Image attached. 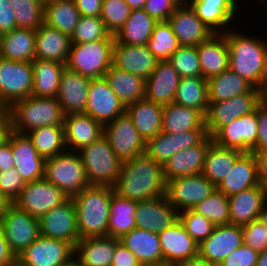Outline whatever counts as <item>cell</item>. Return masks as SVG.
<instances>
[{
  "mask_svg": "<svg viewBox=\"0 0 267 266\" xmlns=\"http://www.w3.org/2000/svg\"><path fill=\"white\" fill-rule=\"evenodd\" d=\"M114 189L120 196L136 202L164 196L163 165L146 152L124 161Z\"/></svg>",
  "mask_w": 267,
  "mask_h": 266,
  "instance_id": "1",
  "label": "cell"
},
{
  "mask_svg": "<svg viewBox=\"0 0 267 266\" xmlns=\"http://www.w3.org/2000/svg\"><path fill=\"white\" fill-rule=\"evenodd\" d=\"M223 34L229 47V69L255 88L266 92L267 43L265 40L247 36L230 28Z\"/></svg>",
  "mask_w": 267,
  "mask_h": 266,
  "instance_id": "2",
  "label": "cell"
},
{
  "mask_svg": "<svg viewBox=\"0 0 267 266\" xmlns=\"http://www.w3.org/2000/svg\"><path fill=\"white\" fill-rule=\"evenodd\" d=\"M114 191L112 187L90 185L72 198L80 239L108 236L110 202Z\"/></svg>",
  "mask_w": 267,
  "mask_h": 266,
  "instance_id": "3",
  "label": "cell"
},
{
  "mask_svg": "<svg viewBox=\"0 0 267 266\" xmlns=\"http://www.w3.org/2000/svg\"><path fill=\"white\" fill-rule=\"evenodd\" d=\"M12 130L27 133L44 126H64L65 114L57 98L29 96L10 107Z\"/></svg>",
  "mask_w": 267,
  "mask_h": 266,
  "instance_id": "4",
  "label": "cell"
},
{
  "mask_svg": "<svg viewBox=\"0 0 267 266\" xmlns=\"http://www.w3.org/2000/svg\"><path fill=\"white\" fill-rule=\"evenodd\" d=\"M86 178L92 186L114 188L118 182L122 161L116 156L108 139L102 135L78 151Z\"/></svg>",
  "mask_w": 267,
  "mask_h": 266,
  "instance_id": "5",
  "label": "cell"
},
{
  "mask_svg": "<svg viewBox=\"0 0 267 266\" xmlns=\"http://www.w3.org/2000/svg\"><path fill=\"white\" fill-rule=\"evenodd\" d=\"M115 40L71 44L66 67L91 79L104 77L112 65Z\"/></svg>",
  "mask_w": 267,
  "mask_h": 266,
  "instance_id": "6",
  "label": "cell"
},
{
  "mask_svg": "<svg viewBox=\"0 0 267 266\" xmlns=\"http://www.w3.org/2000/svg\"><path fill=\"white\" fill-rule=\"evenodd\" d=\"M44 178L58 187L68 198L75 197L90 184L78 152L65 151L45 161Z\"/></svg>",
  "mask_w": 267,
  "mask_h": 266,
  "instance_id": "7",
  "label": "cell"
},
{
  "mask_svg": "<svg viewBox=\"0 0 267 266\" xmlns=\"http://www.w3.org/2000/svg\"><path fill=\"white\" fill-rule=\"evenodd\" d=\"M264 96V91L254 87L250 92L237 95L232 99L209 102L205 115L208 135L213 138L234 119L254 112L262 104Z\"/></svg>",
  "mask_w": 267,
  "mask_h": 266,
  "instance_id": "8",
  "label": "cell"
},
{
  "mask_svg": "<svg viewBox=\"0 0 267 266\" xmlns=\"http://www.w3.org/2000/svg\"><path fill=\"white\" fill-rule=\"evenodd\" d=\"M33 81L31 62L0 56V106L9 108L14 102L31 96Z\"/></svg>",
  "mask_w": 267,
  "mask_h": 266,
  "instance_id": "9",
  "label": "cell"
},
{
  "mask_svg": "<svg viewBox=\"0 0 267 266\" xmlns=\"http://www.w3.org/2000/svg\"><path fill=\"white\" fill-rule=\"evenodd\" d=\"M216 189L217 187L201 173L166 181L165 196L178 212H182L193 209Z\"/></svg>",
  "mask_w": 267,
  "mask_h": 266,
  "instance_id": "10",
  "label": "cell"
},
{
  "mask_svg": "<svg viewBox=\"0 0 267 266\" xmlns=\"http://www.w3.org/2000/svg\"><path fill=\"white\" fill-rule=\"evenodd\" d=\"M0 227L10 250L17 257L40 236L39 219L13 204L0 219Z\"/></svg>",
  "mask_w": 267,
  "mask_h": 266,
  "instance_id": "11",
  "label": "cell"
},
{
  "mask_svg": "<svg viewBox=\"0 0 267 266\" xmlns=\"http://www.w3.org/2000/svg\"><path fill=\"white\" fill-rule=\"evenodd\" d=\"M74 258L67 242L39 236L16 257L20 266H66Z\"/></svg>",
  "mask_w": 267,
  "mask_h": 266,
  "instance_id": "12",
  "label": "cell"
},
{
  "mask_svg": "<svg viewBox=\"0 0 267 266\" xmlns=\"http://www.w3.org/2000/svg\"><path fill=\"white\" fill-rule=\"evenodd\" d=\"M68 199L58 187L43 178L26 183L14 204L32 217L40 219Z\"/></svg>",
  "mask_w": 267,
  "mask_h": 266,
  "instance_id": "13",
  "label": "cell"
},
{
  "mask_svg": "<svg viewBox=\"0 0 267 266\" xmlns=\"http://www.w3.org/2000/svg\"><path fill=\"white\" fill-rule=\"evenodd\" d=\"M103 135L108 139L114 153L122 162L145 153L146 142L136 130L127 113L104 125Z\"/></svg>",
  "mask_w": 267,
  "mask_h": 266,
  "instance_id": "14",
  "label": "cell"
},
{
  "mask_svg": "<svg viewBox=\"0 0 267 266\" xmlns=\"http://www.w3.org/2000/svg\"><path fill=\"white\" fill-rule=\"evenodd\" d=\"M40 235L62 240L75 248L80 239L76 209L72 198L48 211L39 219Z\"/></svg>",
  "mask_w": 267,
  "mask_h": 266,
  "instance_id": "15",
  "label": "cell"
},
{
  "mask_svg": "<svg viewBox=\"0 0 267 266\" xmlns=\"http://www.w3.org/2000/svg\"><path fill=\"white\" fill-rule=\"evenodd\" d=\"M124 113L126 106L110 88L105 77L91 79L85 114L104 126Z\"/></svg>",
  "mask_w": 267,
  "mask_h": 266,
  "instance_id": "16",
  "label": "cell"
},
{
  "mask_svg": "<svg viewBox=\"0 0 267 266\" xmlns=\"http://www.w3.org/2000/svg\"><path fill=\"white\" fill-rule=\"evenodd\" d=\"M207 136L206 129H192L175 134L162 131L146 142L145 152L164 165L173 155L200 144Z\"/></svg>",
  "mask_w": 267,
  "mask_h": 266,
  "instance_id": "17",
  "label": "cell"
},
{
  "mask_svg": "<svg viewBox=\"0 0 267 266\" xmlns=\"http://www.w3.org/2000/svg\"><path fill=\"white\" fill-rule=\"evenodd\" d=\"M10 145L15 169L23 180L28 183L43 179L46 159L39 155L29 136L12 130Z\"/></svg>",
  "mask_w": 267,
  "mask_h": 266,
  "instance_id": "18",
  "label": "cell"
},
{
  "mask_svg": "<svg viewBox=\"0 0 267 266\" xmlns=\"http://www.w3.org/2000/svg\"><path fill=\"white\" fill-rule=\"evenodd\" d=\"M258 136L257 109L243 117L234 119L223 127L213 141L224 148H233L242 152H252Z\"/></svg>",
  "mask_w": 267,
  "mask_h": 266,
  "instance_id": "19",
  "label": "cell"
},
{
  "mask_svg": "<svg viewBox=\"0 0 267 266\" xmlns=\"http://www.w3.org/2000/svg\"><path fill=\"white\" fill-rule=\"evenodd\" d=\"M181 46H198L213 34L189 3L180 4L167 20Z\"/></svg>",
  "mask_w": 267,
  "mask_h": 266,
  "instance_id": "20",
  "label": "cell"
},
{
  "mask_svg": "<svg viewBox=\"0 0 267 266\" xmlns=\"http://www.w3.org/2000/svg\"><path fill=\"white\" fill-rule=\"evenodd\" d=\"M135 220L137 228L160 233L179 220V212L164 195L138 202Z\"/></svg>",
  "mask_w": 267,
  "mask_h": 266,
  "instance_id": "21",
  "label": "cell"
},
{
  "mask_svg": "<svg viewBox=\"0 0 267 266\" xmlns=\"http://www.w3.org/2000/svg\"><path fill=\"white\" fill-rule=\"evenodd\" d=\"M243 244L242 227L239 225H216L212 234L199 244V255L219 265L227 255Z\"/></svg>",
  "mask_w": 267,
  "mask_h": 266,
  "instance_id": "22",
  "label": "cell"
},
{
  "mask_svg": "<svg viewBox=\"0 0 267 266\" xmlns=\"http://www.w3.org/2000/svg\"><path fill=\"white\" fill-rule=\"evenodd\" d=\"M91 78L64 68L57 100L65 115L85 113Z\"/></svg>",
  "mask_w": 267,
  "mask_h": 266,
  "instance_id": "23",
  "label": "cell"
},
{
  "mask_svg": "<svg viewBox=\"0 0 267 266\" xmlns=\"http://www.w3.org/2000/svg\"><path fill=\"white\" fill-rule=\"evenodd\" d=\"M158 59L147 45H125L115 40L112 65L146 80L155 69Z\"/></svg>",
  "mask_w": 267,
  "mask_h": 266,
  "instance_id": "24",
  "label": "cell"
},
{
  "mask_svg": "<svg viewBox=\"0 0 267 266\" xmlns=\"http://www.w3.org/2000/svg\"><path fill=\"white\" fill-rule=\"evenodd\" d=\"M158 236L165 264L175 265L199 253V243L186 232L179 220Z\"/></svg>",
  "mask_w": 267,
  "mask_h": 266,
  "instance_id": "25",
  "label": "cell"
},
{
  "mask_svg": "<svg viewBox=\"0 0 267 266\" xmlns=\"http://www.w3.org/2000/svg\"><path fill=\"white\" fill-rule=\"evenodd\" d=\"M180 78L168 60L158 61L146 79L145 98L162 106L173 103Z\"/></svg>",
  "mask_w": 267,
  "mask_h": 266,
  "instance_id": "26",
  "label": "cell"
},
{
  "mask_svg": "<svg viewBox=\"0 0 267 266\" xmlns=\"http://www.w3.org/2000/svg\"><path fill=\"white\" fill-rule=\"evenodd\" d=\"M63 125L67 151L78 152L103 135V126L85 113L65 115Z\"/></svg>",
  "mask_w": 267,
  "mask_h": 266,
  "instance_id": "27",
  "label": "cell"
},
{
  "mask_svg": "<svg viewBox=\"0 0 267 266\" xmlns=\"http://www.w3.org/2000/svg\"><path fill=\"white\" fill-rule=\"evenodd\" d=\"M213 142L209 135L198 145L176 153L163 165L166 181L188 175L201 174L207 149Z\"/></svg>",
  "mask_w": 267,
  "mask_h": 266,
  "instance_id": "28",
  "label": "cell"
},
{
  "mask_svg": "<svg viewBox=\"0 0 267 266\" xmlns=\"http://www.w3.org/2000/svg\"><path fill=\"white\" fill-rule=\"evenodd\" d=\"M266 199V188L260 184L229 196L230 224L243 226L258 220Z\"/></svg>",
  "mask_w": 267,
  "mask_h": 266,
  "instance_id": "29",
  "label": "cell"
},
{
  "mask_svg": "<svg viewBox=\"0 0 267 266\" xmlns=\"http://www.w3.org/2000/svg\"><path fill=\"white\" fill-rule=\"evenodd\" d=\"M188 3L214 33H225L238 10L237 0H188Z\"/></svg>",
  "mask_w": 267,
  "mask_h": 266,
  "instance_id": "30",
  "label": "cell"
},
{
  "mask_svg": "<svg viewBox=\"0 0 267 266\" xmlns=\"http://www.w3.org/2000/svg\"><path fill=\"white\" fill-rule=\"evenodd\" d=\"M119 240L134 253L142 266L165 264L158 233L135 227Z\"/></svg>",
  "mask_w": 267,
  "mask_h": 266,
  "instance_id": "31",
  "label": "cell"
},
{
  "mask_svg": "<svg viewBox=\"0 0 267 266\" xmlns=\"http://www.w3.org/2000/svg\"><path fill=\"white\" fill-rule=\"evenodd\" d=\"M202 77L208 80L229 69V47L223 33L213 34L197 46Z\"/></svg>",
  "mask_w": 267,
  "mask_h": 266,
  "instance_id": "32",
  "label": "cell"
},
{
  "mask_svg": "<svg viewBox=\"0 0 267 266\" xmlns=\"http://www.w3.org/2000/svg\"><path fill=\"white\" fill-rule=\"evenodd\" d=\"M118 238L99 236L79 239L74 248V258L83 266H111Z\"/></svg>",
  "mask_w": 267,
  "mask_h": 266,
  "instance_id": "33",
  "label": "cell"
},
{
  "mask_svg": "<svg viewBox=\"0 0 267 266\" xmlns=\"http://www.w3.org/2000/svg\"><path fill=\"white\" fill-rule=\"evenodd\" d=\"M126 113L145 142L162 132V105L143 98L127 105Z\"/></svg>",
  "mask_w": 267,
  "mask_h": 266,
  "instance_id": "34",
  "label": "cell"
},
{
  "mask_svg": "<svg viewBox=\"0 0 267 266\" xmlns=\"http://www.w3.org/2000/svg\"><path fill=\"white\" fill-rule=\"evenodd\" d=\"M70 47V36L58 29L43 24L36 30L35 59L66 64Z\"/></svg>",
  "mask_w": 267,
  "mask_h": 266,
  "instance_id": "35",
  "label": "cell"
},
{
  "mask_svg": "<svg viewBox=\"0 0 267 266\" xmlns=\"http://www.w3.org/2000/svg\"><path fill=\"white\" fill-rule=\"evenodd\" d=\"M257 185L259 182L255 155L252 152H243L217 189L229 197Z\"/></svg>",
  "mask_w": 267,
  "mask_h": 266,
  "instance_id": "36",
  "label": "cell"
},
{
  "mask_svg": "<svg viewBox=\"0 0 267 266\" xmlns=\"http://www.w3.org/2000/svg\"><path fill=\"white\" fill-rule=\"evenodd\" d=\"M36 31L15 28L1 35L0 56L13 61L32 62L35 59Z\"/></svg>",
  "mask_w": 267,
  "mask_h": 266,
  "instance_id": "37",
  "label": "cell"
},
{
  "mask_svg": "<svg viewBox=\"0 0 267 266\" xmlns=\"http://www.w3.org/2000/svg\"><path fill=\"white\" fill-rule=\"evenodd\" d=\"M110 88L125 106L145 98L146 80L111 65L104 75Z\"/></svg>",
  "mask_w": 267,
  "mask_h": 266,
  "instance_id": "38",
  "label": "cell"
},
{
  "mask_svg": "<svg viewBox=\"0 0 267 266\" xmlns=\"http://www.w3.org/2000/svg\"><path fill=\"white\" fill-rule=\"evenodd\" d=\"M242 153L237 149L221 147L213 141L206 151L202 174L217 187Z\"/></svg>",
  "mask_w": 267,
  "mask_h": 266,
  "instance_id": "39",
  "label": "cell"
},
{
  "mask_svg": "<svg viewBox=\"0 0 267 266\" xmlns=\"http://www.w3.org/2000/svg\"><path fill=\"white\" fill-rule=\"evenodd\" d=\"M32 96L57 98L65 64L56 61L34 59Z\"/></svg>",
  "mask_w": 267,
  "mask_h": 266,
  "instance_id": "40",
  "label": "cell"
},
{
  "mask_svg": "<svg viewBox=\"0 0 267 266\" xmlns=\"http://www.w3.org/2000/svg\"><path fill=\"white\" fill-rule=\"evenodd\" d=\"M157 22L143 9H134L123 27L114 36L115 40L125 45H147Z\"/></svg>",
  "mask_w": 267,
  "mask_h": 266,
  "instance_id": "41",
  "label": "cell"
},
{
  "mask_svg": "<svg viewBox=\"0 0 267 266\" xmlns=\"http://www.w3.org/2000/svg\"><path fill=\"white\" fill-rule=\"evenodd\" d=\"M192 129H206L205 116L200 111L175 103L163 106V132L175 134Z\"/></svg>",
  "mask_w": 267,
  "mask_h": 266,
  "instance_id": "42",
  "label": "cell"
},
{
  "mask_svg": "<svg viewBox=\"0 0 267 266\" xmlns=\"http://www.w3.org/2000/svg\"><path fill=\"white\" fill-rule=\"evenodd\" d=\"M137 203L120 196L115 191L112 193L108 236L119 239L136 227L135 214Z\"/></svg>",
  "mask_w": 267,
  "mask_h": 266,
  "instance_id": "43",
  "label": "cell"
},
{
  "mask_svg": "<svg viewBox=\"0 0 267 266\" xmlns=\"http://www.w3.org/2000/svg\"><path fill=\"white\" fill-rule=\"evenodd\" d=\"M207 85L209 102L229 100L237 95L248 93L254 88L252 84L231 69L209 78Z\"/></svg>",
  "mask_w": 267,
  "mask_h": 266,
  "instance_id": "44",
  "label": "cell"
},
{
  "mask_svg": "<svg viewBox=\"0 0 267 266\" xmlns=\"http://www.w3.org/2000/svg\"><path fill=\"white\" fill-rule=\"evenodd\" d=\"M173 103L193 108L204 116L208 111V85L203 77L180 78Z\"/></svg>",
  "mask_w": 267,
  "mask_h": 266,
  "instance_id": "45",
  "label": "cell"
},
{
  "mask_svg": "<svg viewBox=\"0 0 267 266\" xmlns=\"http://www.w3.org/2000/svg\"><path fill=\"white\" fill-rule=\"evenodd\" d=\"M80 18L74 0H52L44 7V24L71 37Z\"/></svg>",
  "mask_w": 267,
  "mask_h": 266,
  "instance_id": "46",
  "label": "cell"
},
{
  "mask_svg": "<svg viewBox=\"0 0 267 266\" xmlns=\"http://www.w3.org/2000/svg\"><path fill=\"white\" fill-rule=\"evenodd\" d=\"M39 155L45 159L67 151L64 126H44L26 133Z\"/></svg>",
  "mask_w": 267,
  "mask_h": 266,
  "instance_id": "47",
  "label": "cell"
},
{
  "mask_svg": "<svg viewBox=\"0 0 267 266\" xmlns=\"http://www.w3.org/2000/svg\"><path fill=\"white\" fill-rule=\"evenodd\" d=\"M159 61L169 60L181 46L168 21L157 22L147 44Z\"/></svg>",
  "mask_w": 267,
  "mask_h": 266,
  "instance_id": "48",
  "label": "cell"
},
{
  "mask_svg": "<svg viewBox=\"0 0 267 266\" xmlns=\"http://www.w3.org/2000/svg\"><path fill=\"white\" fill-rule=\"evenodd\" d=\"M193 210L202 214L215 226L230 224L229 197L218 189L197 204Z\"/></svg>",
  "mask_w": 267,
  "mask_h": 266,
  "instance_id": "49",
  "label": "cell"
},
{
  "mask_svg": "<svg viewBox=\"0 0 267 266\" xmlns=\"http://www.w3.org/2000/svg\"><path fill=\"white\" fill-rule=\"evenodd\" d=\"M70 38L71 44L88 43L97 40H115V37L107 30L100 16H80Z\"/></svg>",
  "mask_w": 267,
  "mask_h": 266,
  "instance_id": "50",
  "label": "cell"
},
{
  "mask_svg": "<svg viewBox=\"0 0 267 266\" xmlns=\"http://www.w3.org/2000/svg\"><path fill=\"white\" fill-rule=\"evenodd\" d=\"M18 28L38 30L44 24V6L34 0H8Z\"/></svg>",
  "mask_w": 267,
  "mask_h": 266,
  "instance_id": "51",
  "label": "cell"
},
{
  "mask_svg": "<svg viewBox=\"0 0 267 266\" xmlns=\"http://www.w3.org/2000/svg\"><path fill=\"white\" fill-rule=\"evenodd\" d=\"M168 61L181 78L202 77L197 46H180Z\"/></svg>",
  "mask_w": 267,
  "mask_h": 266,
  "instance_id": "52",
  "label": "cell"
},
{
  "mask_svg": "<svg viewBox=\"0 0 267 266\" xmlns=\"http://www.w3.org/2000/svg\"><path fill=\"white\" fill-rule=\"evenodd\" d=\"M131 11L125 0H102L100 18L111 35L115 36L129 18Z\"/></svg>",
  "mask_w": 267,
  "mask_h": 266,
  "instance_id": "53",
  "label": "cell"
},
{
  "mask_svg": "<svg viewBox=\"0 0 267 266\" xmlns=\"http://www.w3.org/2000/svg\"><path fill=\"white\" fill-rule=\"evenodd\" d=\"M179 221L186 232L199 244L212 234L215 228L210 220L193 209L179 212Z\"/></svg>",
  "mask_w": 267,
  "mask_h": 266,
  "instance_id": "54",
  "label": "cell"
},
{
  "mask_svg": "<svg viewBox=\"0 0 267 266\" xmlns=\"http://www.w3.org/2000/svg\"><path fill=\"white\" fill-rule=\"evenodd\" d=\"M242 227L243 244L258 253L267 249V227L259 220L245 224Z\"/></svg>",
  "mask_w": 267,
  "mask_h": 266,
  "instance_id": "55",
  "label": "cell"
},
{
  "mask_svg": "<svg viewBox=\"0 0 267 266\" xmlns=\"http://www.w3.org/2000/svg\"><path fill=\"white\" fill-rule=\"evenodd\" d=\"M25 184L15 167L0 171V191L13 202L19 197Z\"/></svg>",
  "mask_w": 267,
  "mask_h": 266,
  "instance_id": "56",
  "label": "cell"
},
{
  "mask_svg": "<svg viewBox=\"0 0 267 266\" xmlns=\"http://www.w3.org/2000/svg\"><path fill=\"white\" fill-rule=\"evenodd\" d=\"M180 4L176 0H146L143 10L156 21H167Z\"/></svg>",
  "mask_w": 267,
  "mask_h": 266,
  "instance_id": "57",
  "label": "cell"
},
{
  "mask_svg": "<svg viewBox=\"0 0 267 266\" xmlns=\"http://www.w3.org/2000/svg\"><path fill=\"white\" fill-rule=\"evenodd\" d=\"M259 253L242 244L232 251L218 266H256Z\"/></svg>",
  "mask_w": 267,
  "mask_h": 266,
  "instance_id": "58",
  "label": "cell"
},
{
  "mask_svg": "<svg viewBox=\"0 0 267 266\" xmlns=\"http://www.w3.org/2000/svg\"><path fill=\"white\" fill-rule=\"evenodd\" d=\"M257 122L258 136L252 153L254 155L267 154V108L263 104L257 108Z\"/></svg>",
  "mask_w": 267,
  "mask_h": 266,
  "instance_id": "59",
  "label": "cell"
},
{
  "mask_svg": "<svg viewBox=\"0 0 267 266\" xmlns=\"http://www.w3.org/2000/svg\"><path fill=\"white\" fill-rule=\"evenodd\" d=\"M111 266H142L134 253L121 242L116 246Z\"/></svg>",
  "mask_w": 267,
  "mask_h": 266,
  "instance_id": "60",
  "label": "cell"
},
{
  "mask_svg": "<svg viewBox=\"0 0 267 266\" xmlns=\"http://www.w3.org/2000/svg\"><path fill=\"white\" fill-rule=\"evenodd\" d=\"M17 27L14 10L8 0H0V33L9 32Z\"/></svg>",
  "mask_w": 267,
  "mask_h": 266,
  "instance_id": "61",
  "label": "cell"
},
{
  "mask_svg": "<svg viewBox=\"0 0 267 266\" xmlns=\"http://www.w3.org/2000/svg\"><path fill=\"white\" fill-rule=\"evenodd\" d=\"M80 16L99 17L102 10V0H74Z\"/></svg>",
  "mask_w": 267,
  "mask_h": 266,
  "instance_id": "62",
  "label": "cell"
},
{
  "mask_svg": "<svg viewBox=\"0 0 267 266\" xmlns=\"http://www.w3.org/2000/svg\"><path fill=\"white\" fill-rule=\"evenodd\" d=\"M12 131L10 110L8 107L0 106V146L8 141Z\"/></svg>",
  "mask_w": 267,
  "mask_h": 266,
  "instance_id": "63",
  "label": "cell"
},
{
  "mask_svg": "<svg viewBox=\"0 0 267 266\" xmlns=\"http://www.w3.org/2000/svg\"><path fill=\"white\" fill-rule=\"evenodd\" d=\"M16 263V256L10 250L0 227V266H11Z\"/></svg>",
  "mask_w": 267,
  "mask_h": 266,
  "instance_id": "64",
  "label": "cell"
},
{
  "mask_svg": "<svg viewBox=\"0 0 267 266\" xmlns=\"http://www.w3.org/2000/svg\"><path fill=\"white\" fill-rule=\"evenodd\" d=\"M12 167H15V164L9 136L8 141L0 146V171L9 170Z\"/></svg>",
  "mask_w": 267,
  "mask_h": 266,
  "instance_id": "65",
  "label": "cell"
},
{
  "mask_svg": "<svg viewBox=\"0 0 267 266\" xmlns=\"http://www.w3.org/2000/svg\"><path fill=\"white\" fill-rule=\"evenodd\" d=\"M258 182L267 188V154L255 155Z\"/></svg>",
  "mask_w": 267,
  "mask_h": 266,
  "instance_id": "66",
  "label": "cell"
},
{
  "mask_svg": "<svg viewBox=\"0 0 267 266\" xmlns=\"http://www.w3.org/2000/svg\"><path fill=\"white\" fill-rule=\"evenodd\" d=\"M174 266H218L201 257L199 254L195 257L176 263Z\"/></svg>",
  "mask_w": 267,
  "mask_h": 266,
  "instance_id": "67",
  "label": "cell"
},
{
  "mask_svg": "<svg viewBox=\"0 0 267 266\" xmlns=\"http://www.w3.org/2000/svg\"><path fill=\"white\" fill-rule=\"evenodd\" d=\"M13 204L14 202L0 191V219Z\"/></svg>",
  "mask_w": 267,
  "mask_h": 266,
  "instance_id": "68",
  "label": "cell"
},
{
  "mask_svg": "<svg viewBox=\"0 0 267 266\" xmlns=\"http://www.w3.org/2000/svg\"><path fill=\"white\" fill-rule=\"evenodd\" d=\"M132 10L142 9L146 0H125Z\"/></svg>",
  "mask_w": 267,
  "mask_h": 266,
  "instance_id": "69",
  "label": "cell"
},
{
  "mask_svg": "<svg viewBox=\"0 0 267 266\" xmlns=\"http://www.w3.org/2000/svg\"><path fill=\"white\" fill-rule=\"evenodd\" d=\"M258 220L267 227V199L262 206Z\"/></svg>",
  "mask_w": 267,
  "mask_h": 266,
  "instance_id": "70",
  "label": "cell"
},
{
  "mask_svg": "<svg viewBox=\"0 0 267 266\" xmlns=\"http://www.w3.org/2000/svg\"><path fill=\"white\" fill-rule=\"evenodd\" d=\"M256 266H267V249L259 253Z\"/></svg>",
  "mask_w": 267,
  "mask_h": 266,
  "instance_id": "71",
  "label": "cell"
},
{
  "mask_svg": "<svg viewBox=\"0 0 267 266\" xmlns=\"http://www.w3.org/2000/svg\"><path fill=\"white\" fill-rule=\"evenodd\" d=\"M66 266H83L75 258H73Z\"/></svg>",
  "mask_w": 267,
  "mask_h": 266,
  "instance_id": "72",
  "label": "cell"
},
{
  "mask_svg": "<svg viewBox=\"0 0 267 266\" xmlns=\"http://www.w3.org/2000/svg\"><path fill=\"white\" fill-rule=\"evenodd\" d=\"M34 1L40 3L42 6L45 7V6L48 5L52 0H34Z\"/></svg>",
  "mask_w": 267,
  "mask_h": 266,
  "instance_id": "73",
  "label": "cell"
},
{
  "mask_svg": "<svg viewBox=\"0 0 267 266\" xmlns=\"http://www.w3.org/2000/svg\"><path fill=\"white\" fill-rule=\"evenodd\" d=\"M262 104L267 108V97L264 96Z\"/></svg>",
  "mask_w": 267,
  "mask_h": 266,
  "instance_id": "74",
  "label": "cell"
},
{
  "mask_svg": "<svg viewBox=\"0 0 267 266\" xmlns=\"http://www.w3.org/2000/svg\"><path fill=\"white\" fill-rule=\"evenodd\" d=\"M179 4H184V3H187L188 0H176Z\"/></svg>",
  "mask_w": 267,
  "mask_h": 266,
  "instance_id": "75",
  "label": "cell"
},
{
  "mask_svg": "<svg viewBox=\"0 0 267 266\" xmlns=\"http://www.w3.org/2000/svg\"><path fill=\"white\" fill-rule=\"evenodd\" d=\"M159 266H174V265L164 264V265H159Z\"/></svg>",
  "mask_w": 267,
  "mask_h": 266,
  "instance_id": "76",
  "label": "cell"
},
{
  "mask_svg": "<svg viewBox=\"0 0 267 266\" xmlns=\"http://www.w3.org/2000/svg\"><path fill=\"white\" fill-rule=\"evenodd\" d=\"M11 266H20V265L16 262L15 264H13Z\"/></svg>",
  "mask_w": 267,
  "mask_h": 266,
  "instance_id": "77",
  "label": "cell"
}]
</instances>
